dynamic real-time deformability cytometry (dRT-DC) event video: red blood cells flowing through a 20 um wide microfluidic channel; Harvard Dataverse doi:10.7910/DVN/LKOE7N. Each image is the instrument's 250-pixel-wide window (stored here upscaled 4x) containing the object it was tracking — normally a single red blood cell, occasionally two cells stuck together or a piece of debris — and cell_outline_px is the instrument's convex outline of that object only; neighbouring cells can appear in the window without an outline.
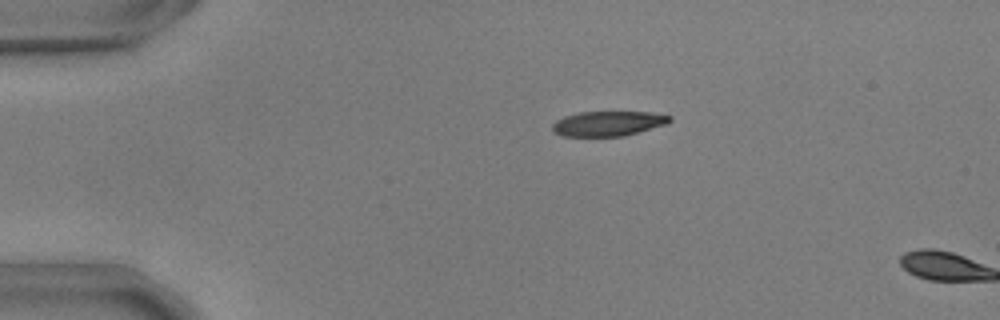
{"species": "common noctule bat (a hibernating species)", "species_latin": "Nyctalus noctula", "temperature_condition": "warm", "stored_images_in_passage": 2, "camera_frame_rate_fps": 3000, "um_per_image_px": 0.085, "animal": {"sex": "male", "body_mass_g": 17.9, "forearm_length_mm": 54.2}, "frame": {"image": 1, "passage_image": 1, "time_ms": 0.0, "image_size_px": [1000, 320], "cell_outline_px": [[672, 120], [668, 124], [624, 136], [564, 136], [552, 132], [552, 124], [556, 120], [564, 116], [580, 112], [648, 112], [672, 116]], "centroid_in_image_um": [51.69, 10.5], "position_along_channel_um": 33.3, "area_um2": 17.11}}